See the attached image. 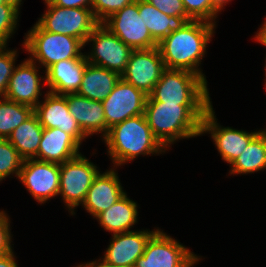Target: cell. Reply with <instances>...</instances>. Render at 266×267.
Returning <instances> with one entry per match:
<instances>
[{"label":"cell","instance_id":"obj_35","mask_svg":"<svg viewBox=\"0 0 266 267\" xmlns=\"http://www.w3.org/2000/svg\"><path fill=\"white\" fill-rule=\"evenodd\" d=\"M54 5L63 8H91L92 0H51Z\"/></svg>","mask_w":266,"mask_h":267},{"label":"cell","instance_id":"obj_14","mask_svg":"<svg viewBox=\"0 0 266 267\" xmlns=\"http://www.w3.org/2000/svg\"><path fill=\"white\" fill-rule=\"evenodd\" d=\"M129 231L113 234L103 260L94 261L97 266L133 267L143 255L149 239L158 231Z\"/></svg>","mask_w":266,"mask_h":267},{"label":"cell","instance_id":"obj_2","mask_svg":"<svg viewBox=\"0 0 266 267\" xmlns=\"http://www.w3.org/2000/svg\"><path fill=\"white\" fill-rule=\"evenodd\" d=\"M211 106L176 105L147 98L144 115L154 137L167 150L178 139L202 135V120Z\"/></svg>","mask_w":266,"mask_h":267},{"label":"cell","instance_id":"obj_6","mask_svg":"<svg viewBox=\"0 0 266 267\" xmlns=\"http://www.w3.org/2000/svg\"><path fill=\"white\" fill-rule=\"evenodd\" d=\"M46 12L36 22L43 30L80 39L84 44L99 24L91 8H63L45 2Z\"/></svg>","mask_w":266,"mask_h":267},{"label":"cell","instance_id":"obj_21","mask_svg":"<svg viewBox=\"0 0 266 267\" xmlns=\"http://www.w3.org/2000/svg\"><path fill=\"white\" fill-rule=\"evenodd\" d=\"M80 145L59 128H43L37 156L34 159L64 163L79 154Z\"/></svg>","mask_w":266,"mask_h":267},{"label":"cell","instance_id":"obj_12","mask_svg":"<svg viewBox=\"0 0 266 267\" xmlns=\"http://www.w3.org/2000/svg\"><path fill=\"white\" fill-rule=\"evenodd\" d=\"M147 96L142 90L125 82L122 78L113 91L102 101L106 120V134L114 125L144 114Z\"/></svg>","mask_w":266,"mask_h":267},{"label":"cell","instance_id":"obj_29","mask_svg":"<svg viewBox=\"0 0 266 267\" xmlns=\"http://www.w3.org/2000/svg\"><path fill=\"white\" fill-rule=\"evenodd\" d=\"M21 3L0 4V45H6L17 27Z\"/></svg>","mask_w":266,"mask_h":267},{"label":"cell","instance_id":"obj_7","mask_svg":"<svg viewBox=\"0 0 266 267\" xmlns=\"http://www.w3.org/2000/svg\"><path fill=\"white\" fill-rule=\"evenodd\" d=\"M97 168L82 154L60 164L59 195L71 215H75L74 208L84 202L87 191L99 173Z\"/></svg>","mask_w":266,"mask_h":267},{"label":"cell","instance_id":"obj_11","mask_svg":"<svg viewBox=\"0 0 266 267\" xmlns=\"http://www.w3.org/2000/svg\"><path fill=\"white\" fill-rule=\"evenodd\" d=\"M39 203L59 195L60 164L37 159L24 160L18 177Z\"/></svg>","mask_w":266,"mask_h":267},{"label":"cell","instance_id":"obj_23","mask_svg":"<svg viewBox=\"0 0 266 267\" xmlns=\"http://www.w3.org/2000/svg\"><path fill=\"white\" fill-rule=\"evenodd\" d=\"M137 203L127 197L125 193L117 202L111 205L106 211L101 212L97 221L104 228L113 234L133 231L130 230L137 223Z\"/></svg>","mask_w":266,"mask_h":267},{"label":"cell","instance_id":"obj_26","mask_svg":"<svg viewBox=\"0 0 266 267\" xmlns=\"http://www.w3.org/2000/svg\"><path fill=\"white\" fill-rule=\"evenodd\" d=\"M231 174H248L266 169V129L261 130L230 165Z\"/></svg>","mask_w":266,"mask_h":267},{"label":"cell","instance_id":"obj_15","mask_svg":"<svg viewBox=\"0 0 266 267\" xmlns=\"http://www.w3.org/2000/svg\"><path fill=\"white\" fill-rule=\"evenodd\" d=\"M214 113L212 106L206 111L202 120L201 134L211 133L223 161L231 165L261 130L250 133L231 127H221Z\"/></svg>","mask_w":266,"mask_h":267},{"label":"cell","instance_id":"obj_40","mask_svg":"<svg viewBox=\"0 0 266 267\" xmlns=\"http://www.w3.org/2000/svg\"><path fill=\"white\" fill-rule=\"evenodd\" d=\"M22 0H0V4L3 3H21Z\"/></svg>","mask_w":266,"mask_h":267},{"label":"cell","instance_id":"obj_10","mask_svg":"<svg viewBox=\"0 0 266 267\" xmlns=\"http://www.w3.org/2000/svg\"><path fill=\"white\" fill-rule=\"evenodd\" d=\"M102 24L132 50H146L158 46L148 31L142 14H139L138 0L118 10Z\"/></svg>","mask_w":266,"mask_h":267},{"label":"cell","instance_id":"obj_3","mask_svg":"<svg viewBox=\"0 0 266 267\" xmlns=\"http://www.w3.org/2000/svg\"><path fill=\"white\" fill-rule=\"evenodd\" d=\"M103 140L116 167L134 160L139 155H159L166 151L154 137L144 114L114 125Z\"/></svg>","mask_w":266,"mask_h":267},{"label":"cell","instance_id":"obj_17","mask_svg":"<svg viewBox=\"0 0 266 267\" xmlns=\"http://www.w3.org/2000/svg\"><path fill=\"white\" fill-rule=\"evenodd\" d=\"M37 69L39 67L29 58L15 66L4 97L34 109L40 103L38 99L42 95L41 81L46 79L38 76Z\"/></svg>","mask_w":266,"mask_h":267},{"label":"cell","instance_id":"obj_32","mask_svg":"<svg viewBox=\"0 0 266 267\" xmlns=\"http://www.w3.org/2000/svg\"><path fill=\"white\" fill-rule=\"evenodd\" d=\"M135 0H92V12L98 23H103L107 18L123 9Z\"/></svg>","mask_w":266,"mask_h":267},{"label":"cell","instance_id":"obj_18","mask_svg":"<svg viewBox=\"0 0 266 267\" xmlns=\"http://www.w3.org/2000/svg\"><path fill=\"white\" fill-rule=\"evenodd\" d=\"M117 175L115 168L102 174L99 172L87 191L81 206L94 218L106 211L125 194Z\"/></svg>","mask_w":266,"mask_h":267},{"label":"cell","instance_id":"obj_13","mask_svg":"<svg viewBox=\"0 0 266 267\" xmlns=\"http://www.w3.org/2000/svg\"><path fill=\"white\" fill-rule=\"evenodd\" d=\"M165 69L158 47L133 50L121 78L149 95Z\"/></svg>","mask_w":266,"mask_h":267},{"label":"cell","instance_id":"obj_22","mask_svg":"<svg viewBox=\"0 0 266 267\" xmlns=\"http://www.w3.org/2000/svg\"><path fill=\"white\" fill-rule=\"evenodd\" d=\"M121 75L87 62L77 94L94 101H104L120 81Z\"/></svg>","mask_w":266,"mask_h":267},{"label":"cell","instance_id":"obj_19","mask_svg":"<svg viewBox=\"0 0 266 267\" xmlns=\"http://www.w3.org/2000/svg\"><path fill=\"white\" fill-rule=\"evenodd\" d=\"M86 66V59L61 60L45 71L46 79L43 83L49 86V92L54 94L77 93Z\"/></svg>","mask_w":266,"mask_h":267},{"label":"cell","instance_id":"obj_38","mask_svg":"<svg viewBox=\"0 0 266 267\" xmlns=\"http://www.w3.org/2000/svg\"><path fill=\"white\" fill-rule=\"evenodd\" d=\"M213 5L215 6V8L221 12V10L223 9V7L229 3V1L231 0H211Z\"/></svg>","mask_w":266,"mask_h":267},{"label":"cell","instance_id":"obj_34","mask_svg":"<svg viewBox=\"0 0 266 267\" xmlns=\"http://www.w3.org/2000/svg\"><path fill=\"white\" fill-rule=\"evenodd\" d=\"M9 220L7 214L4 211H0V255L13 252Z\"/></svg>","mask_w":266,"mask_h":267},{"label":"cell","instance_id":"obj_5","mask_svg":"<svg viewBox=\"0 0 266 267\" xmlns=\"http://www.w3.org/2000/svg\"><path fill=\"white\" fill-rule=\"evenodd\" d=\"M85 46L80 39L45 31L37 23L27 32L23 43L31 55L29 59L38 61L45 71L61 60L86 59L81 52Z\"/></svg>","mask_w":266,"mask_h":267},{"label":"cell","instance_id":"obj_9","mask_svg":"<svg viewBox=\"0 0 266 267\" xmlns=\"http://www.w3.org/2000/svg\"><path fill=\"white\" fill-rule=\"evenodd\" d=\"M89 42H93V48L88 55H85L88 63L104 67L120 75L125 72L133 50L105 25L99 23L93 29L85 44L87 45Z\"/></svg>","mask_w":266,"mask_h":267},{"label":"cell","instance_id":"obj_27","mask_svg":"<svg viewBox=\"0 0 266 267\" xmlns=\"http://www.w3.org/2000/svg\"><path fill=\"white\" fill-rule=\"evenodd\" d=\"M34 109L31 106L20 104L0 97V138H6L32 114Z\"/></svg>","mask_w":266,"mask_h":267},{"label":"cell","instance_id":"obj_31","mask_svg":"<svg viewBox=\"0 0 266 267\" xmlns=\"http://www.w3.org/2000/svg\"><path fill=\"white\" fill-rule=\"evenodd\" d=\"M6 47V45H0V97L6 94L17 58V51L8 50Z\"/></svg>","mask_w":266,"mask_h":267},{"label":"cell","instance_id":"obj_39","mask_svg":"<svg viewBox=\"0 0 266 267\" xmlns=\"http://www.w3.org/2000/svg\"><path fill=\"white\" fill-rule=\"evenodd\" d=\"M76 267H98V266L96 265V263L94 261H91L89 263H86V264L84 263V264L78 265Z\"/></svg>","mask_w":266,"mask_h":267},{"label":"cell","instance_id":"obj_8","mask_svg":"<svg viewBox=\"0 0 266 267\" xmlns=\"http://www.w3.org/2000/svg\"><path fill=\"white\" fill-rule=\"evenodd\" d=\"M199 260L200 256L158 230L149 239L143 255L133 267H193Z\"/></svg>","mask_w":266,"mask_h":267},{"label":"cell","instance_id":"obj_25","mask_svg":"<svg viewBox=\"0 0 266 267\" xmlns=\"http://www.w3.org/2000/svg\"><path fill=\"white\" fill-rule=\"evenodd\" d=\"M43 127L35 113L21 123L8 137L9 142L24 160L37 156Z\"/></svg>","mask_w":266,"mask_h":267},{"label":"cell","instance_id":"obj_1","mask_svg":"<svg viewBox=\"0 0 266 267\" xmlns=\"http://www.w3.org/2000/svg\"><path fill=\"white\" fill-rule=\"evenodd\" d=\"M215 27L216 24L207 21L190 20L181 29L163 38L157 47L165 68L190 71L207 83L206 76L198 67Z\"/></svg>","mask_w":266,"mask_h":267},{"label":"cell","instance_id":"obj_30","mask_svg":"<svg viewBox=\"0 0 266 267\" xmlns=\"http://www.w3.org/2000/svg\"><path fill=\"white\" fill-rule=\"evenodd\" d=\"M186 14L192 20H203L215 24L218 10L211 0H182Z\"/></svg>","mask_w":266,"mask_h":267},{"label":"cell","instance_id":"obj_28","mask_svg":"<svg viewBox=\"0 0 266 267\" xmlns=\"http://www.w3.org/2000/svg\"><path fill=\"white\" fill-rule=\"evenodd\" d=\"M24 159L6 138H0V181L9 175L19 177Z\"/></svg>","mask_w":266,"mask_h":267},{"label":"cell","instance_id":"obj_16","mask_svg":"<svg viewBox=\"0 0 266 267\" xmlns=\"http://www.w3.org/2000/svg\"><path fill=\"white\" fill-rule=\"evenodd\" d=\"M44 97V101L42 103L40 101L34 108V113L37 115L41 126L43 128H59L81 145L87 136L69 112L66 96L48 91Z\"/></svg>","mask_w":266,"mask_h":267},{"label":"cell","instance_id":"obj_4","mask_svg":"<svg viewBox=\"0 0 266 267\" xmlns=\"http://www.w3.org/2000/svg\"><path fill=\"white\" fill-rule=\"evenodd\" d=\"M207 83L186 70L165 69L147 96L150 101L176 105H212Z\"/></svg>","mask_w":266,"mask_h":267},{"label":"cell","instance_id":"obj_24","mask_svg":"<svg viewBox=\"0 0 266 267\" xmlns=\"http://www.w3.org/2000/svg\"><path fill=\"white\" fill-rule=\"evenodd\" d=\"M138 11L142 14L148 31L157 43L192 20L189 16L166 15L146 0H138Z\"/></svg>","mask_w":266,"mask_h":267},{"label":"cell","instance_id":"obj_41","mask_svg":"<svg viewBox=\"0 0 266 267\" xmlns=\"http://www.w3.org/2000/svg\"><path fill=\"white\" fill-rule=\"evenodd\" d=\"M262 45L266 46L265 44H262ZM265 70H266V64H265ZM265 77H266V71H265ZM265 87H266V82H265Z\"/></svg>","mask_w":266,"mask_h":267},{"label":"cell","instance_id":"obj_20","mask_svg":"<svg viewBox=\"0 0 266 267\" xmlns=\"http://www.w3.org/2000/svg\"><path fill=\"white\" fill-rule=\"evenodd\" d=\"M69 112L73 115L82 132L88 137L94 133L106 136V120L101 101L90 100L77 93L65 94Z\"/></svg>","mask_w":266,"mask_h":267},{"label":"cell","instance_id":"obj_36","mask_svg":"<svg viewBox=\"0 0 266 267\" xmlns=\"http://www.w3.org/2000/svg\"><path fill=\"white\" fill-rule=\"evenodd\" d=\"M0 267H18L14 252L6 255H0Z\"/></svg>","mask_w":266,"mask_h":267},{"label":"cell","instance_id":"obj_33","mask_svg":"<svg viewBox=\"0 0 266 267\" xmlns=\"http://www.w3.org/2000/svg\"><path fill=\"white\" fill-rule=\"evenodd\" d=\"M159 11L169 16H188L182 0H146Z\"/></svg>","mask_w":266,"mask_h":267},{"label":"cell","instance_id":"obj_37","mask_svg":"<svg viewBox=\"0 0 266 267\" xmlns=\"http://www.w3.org/2000/svg\"><path fill=\"white\" fill-rule=\"evenodd\" d=\"M254 39H256L260 44L266 45V21H264V24L257 31Z\"/></svg>","mask_w":266,"mask_h":267}]
</instances>
